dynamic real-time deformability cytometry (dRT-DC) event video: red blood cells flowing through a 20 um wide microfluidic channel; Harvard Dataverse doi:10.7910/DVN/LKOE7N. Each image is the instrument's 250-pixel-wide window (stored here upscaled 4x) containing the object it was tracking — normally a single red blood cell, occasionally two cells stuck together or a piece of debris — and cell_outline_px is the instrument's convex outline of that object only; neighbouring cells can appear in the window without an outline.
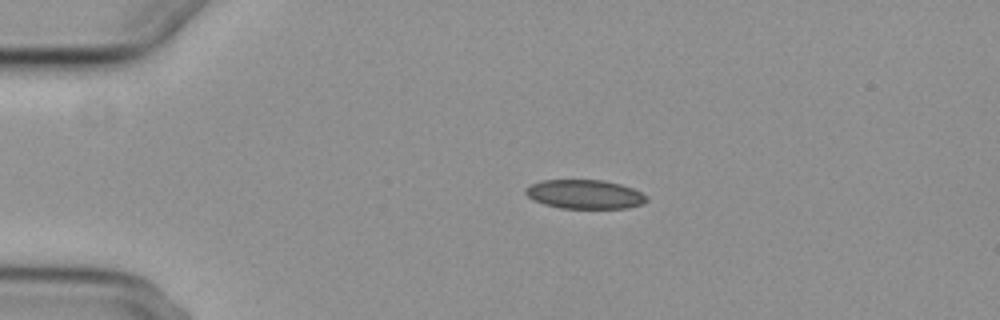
{"species": "common noctule bat (a hibernating species)", "species_latin": "Nyctalus noctula", "temperature_condition": "cold", "stored_images_in_passage": 5, "camera_frame_rate_fps": 3000, "um_per_image_px": 0.085, "animal": {"sex": "female", "body_mass_g": 29.2, "forearm_length_mm": 56.3}, "frame": {"image": 1, "passage_image": 3, "time_ms": 2.333, "image_size_px": [1000, 320], "cell_outline_px": [[648, 200], [640, 204], [628, 208], [560, 208], [544, 204], [532, 200], [524, 192], [524, 188], [540, 180], [604, 180], [620, 184], [632, 188], [648, 196]], "centroid_in_image_um": [49.68, 16.51], "position_along_channel_um": 35.3, "area_um2": 20.52}}